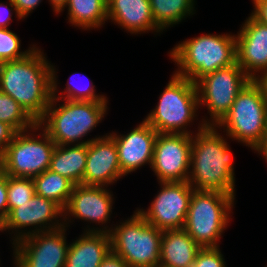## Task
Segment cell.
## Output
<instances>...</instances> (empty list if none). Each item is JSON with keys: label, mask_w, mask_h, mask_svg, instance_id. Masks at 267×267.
<instances>
[{"label": "cell", "mask_w": 267, "mask_h": 267, "mask_svg": "<svg viewBox=\"0 0 267 267\" xmlns=\"http://www.w3.org/2000/svg\"><path fill=\"white\" fill-rule=\"evenodd\" d=\"M37 47L24 58L0 63V91L14 98L36 123L52 99V63Z\"/></svg>", "instance_id": "cell-1"}, {"label": "cell", "mask_w": 267, "mask_h": 267, "mask_svg": "<svg viewBox=\"0 0 267 267\" xmlns=\"http://www.w3.org/2000/svg\"><path fill=\"white\" fill-rule=\"evenodd\" d=\"M192 135L188 183L200 191L236 196L233 155L229 142L216 126L199 121Z\"/></svg>", "instance_id": "cell-2"}, {"label": "cell", "mask_w": 267, "mask_h": 267, "mask_svg": "<svg viewBox=\"0 0 267 267\" xmlns=\"http://www.w3.org/2000/svg\"><path fill=\"white\" fill-rule=\"evenodd\" d=\"M169 53L174 73L196 83L201 77L237 62L236 34H202L177 43Z\"/></svg>", "instance_id": "cell-3"}, {"label": "cell", "mask_w": 267, "mask_h": 267, "mask_svg": "<svg viewBox=\"0 0 267 267\" xmlns=\"http://www.w3.org/2000/svg\"><path fill=\"white\" fill-rule=\"evenodd\" d=\"M63 102L61 105L57 104ZM109 101H73L52 98L44 117L37 123L56 145L89 144L83 140L108 114ZM58 106V107H57Z\"/></svg>", "instance_id": "cell-4"}, {"label": "cell", "mask_w": 267, "mask_h": 267, "mask_svg": "<svg viewBox=\"0 0 267 267\" xmlns=\"http://www.w3.org/2000/svg\"><path fill=\"white\" fill-rule=\"evenodd\" d=\"M216 127L252 151L267 142V101L254 80L242 89Z\"/></svg>", "instance_id": "cell-5"}, {"label": "cell", "mask_w": 267, "mask_h": 267, "mask_svg": "<svg viewBox=\"0 0 267 267\" xmlns=\"http://www.w3.org/2000/svg\"><path fill=\"white\" fill-rule=\"evenodd\" d=\"M159 96L156 107L144 120L157 133L193 135L189 127L195 119L198 120L200 108L196 83L173 73Z\"/></svg>", "instance_id": "cell-6"}, {"label": "cell", "mask_w": 267, "mask_h": 267, "mask_svg": "<svg viewBox=\"0 0 267 267\" xmlns=\"http://www.w3.org/2000/svg\"><path fill=\"white\" fill-rule=\"evenodd\" d=\"M234 203L235 197L230 194L194 189L184 229L200 247H220Z\"/></svg>", "instance_id": "cell-7"}, {"label": "cell", "mask_w": 267, "mask_h": 267, "mask_svg": "<svg viewBox=\"0 0 267 267\" xmlns=\"http://www.w3.org/2000/svg\"><path fill=\"white\" fill-rule=\"evenodd\" d=\"M123 221V222H122ZM110 231L111 251L129 267H159L162 232L136 210Z\"/></svg>", "instance_id": "cell-8"}, {"label": "cell", "mask_w": 267, "mask_h": 267, "mask_svg": "<svg viewBox=\"0 0 267 267\" xmlns=\"http://www.w3.org/2000/svg\"><path fill=\"white\" fill-rule=\"evenodd\" d=\"M55 146L38 124L30 130L17 132L0 155V170L11 177L33 178L40 175L49 169Z\"/></svg>", "instance_id": "cell-9"}, {"label": "cell", "mask_w": 267, "mask_h": 267, "mask_svg": "<svg viewBox=\"0 0 267 267\" xmlns=\"http://www.w3.org/2000/svg\"><path fill=\"white\" fill-rule=\"evenodd\" d=\"M251 81L237 62L201 77L197 82L199 107L206 106L205 126H216L228 113L242 89Z\"/></svg>", "instance_id": "cell-10"}, {"label": "cell", "mask_w": 267, "mask_h": 267, "mask_svg": "<svg viewBox=\"0 0 267 267\" xmlns=\"http://www.w3.org/2000/svg\"><path fill=\"white\" fill-rule=\"evenodd\" d=\"M64 226V210L52 200L35 194L30 201L12 209L0 226L9 232L13 248L18 240L39 232L53 231ZM26 229V230H25Z\"/></svg>", "instance_id": "cell-11"}, {"label": "cell", "mask_w": 267, "mask_h": 267, "mask_svg": "<svg viewBox=\"0 0 267 267\" xmlns=\"http://www.w3.org/2000/svg\"><path fill=\"white\" fill-rule=\"evenodd\" d=\"M113 193L105 186L75 185L70 195L67 206L64 208V227L68 229L73 219L76 218L95 223L99 227H84V232H105L110 233L113 226L110 223L114 204ZM71 218H73L71 220ZM69 224V225H68Z\"/></svg>", "instance_id": "cell-12"}, {"label": "cell", "mask_w": 267, "mask_h": 267, "mask_svg": "<svg viewBox=\"0 0 267 267\" xmlns=\"http://www.w3.org/2000/svg\"><path fill=\"white\" fill-rule=\"evenodd\" d=\"M160 188L150 206L137 212L161 231L184 228L189 202L194 188L183 182H160Z\"/></svg>", "instance_id": "cell-13"}, {"label": "cell", "mask_w": 267, "mask_h": 267, "mask_svg": "<svg viewBox=\"0 0 267 267\" xmlns=\"http://www.w3.org/2000/svg\"><path fill=\"white\" fill-rule=\"evenodd\" d=\"M66 227L28 235L14 246V267H64L69 244Z\"/></svg>", "instance_id": "cell-14"}, {"label": "cell", "mask_w": 267, "mask_h": 267, "mask_svg": "<svg viewBox=\"0 0 267 267\" xmlns=\"http://www.w3.org/2000/svg\"><path fill=\"white\" fill-rule=\"evenodd\" d=\"M192 135L158 133L151 170L160 182L188 181Z\"/></svg>", "instance_id": "cell-15"}, {"label": "cell", "mask_w": 267, "mask_h": 267, "mask_svg": "<svg viewBox=\"0 0 267 267\" xmlns=\"http://www.w3.org/2000/svg\"><path fill=\"white\" fill-rule=\"evenodd\" d=\"M115 141L122 174L127 176L148 164L151 168L157 131L144 119L126 134L108 133Z\"/></svg>", "instance_id": "cell-16"}, {"label": "cell", "mask_w": 267, "mask_h": 267, "mask_svg": "<svg viewBox=\"0 0 267 267\" xmlns=\"http://www.w3.org/2000/svg\"><path fill=\"white\" fill-rule=\"evenodd\" d=\"M236 35L237 64L255 80L267 71V25L246 18Z\"/></svg>", "instance_id": "cell-17"}, {"label": "cell", "mask_w": 267, "mask_h": 267, "mask_svg": "<svg viewBox=\"0 0 267 267\" xmlns=\"http://www.w3.org/2000/svg\"><path fill=\"white\" fill-rule=\"evenodd\" d=\"M123 176L114 139L106 133L92 140L88 144L82 185L109 187Z\"/></svg>", "instance_id": "cell-18"}, {"label": "cell", "mask_w": 267, "mask_h": 267, "mask_svg": "<svg viewBox=\"0 0 267 267\" xmlns=\"http://www.w3.org/2000/svg\"><path fill=\"white\" fill-rule=\"evenodd\" d=\"M107 19L130 34L163 32L154 21L150 0H107Z\"/></svg>", "instance_id": "cell-19"}, {"label": "cell", "mask_w": 267, "mask_h": 267, "mask_svg": "<svg viewBox=\"0 0 267 267\" xmlns=\"http://www.w3.org/2000/svg\"><path fill=\"white\" fill-rule=\"evenodd\" d=\"M110 251L109 233L83 231L69 243L64 267H99Z\"/></svg>", "instance_id": "cell-20"}, {"label": "cell", "mask_w": 267, "mask_h": 267, "mask_svg": "<svg viewBox=\"0 0 267 267\" xmlns=\"http://www.w3.org/2000/svg\"><path fill=\"white\" fill-rule=\"evenodd\" d=\"M200 247L184 228L162 232L159 267H192Z\"/></svg>", "instance_id": "cell-21"}, {"label": "cell", "mask_w": 267, "mask_h": 267, "mask_svg": "<svg viewBox=\"0 0 267 267\" xmlns=\"http://www.w3.org/2000/svg\"><path fill=\"white\" fill-rule=\"evenodd\" d=\"M88 144L56 145L49 170L69 179L74 185H82Z\"/></svg>", "instance_id": "cell-22"}, {"label": "cell", "mask_w": 267, "mask_h": 267, "mask_svg": "<svg viewBox=\"0 0 267 267\" xmlns=\"http://www.w3.org/2000/svg\"><path fill=\"white\" fill-rule=\"evenodd\" d=\"M66 8L68 22L82 30L99 29L108 21L107 0H68Z\"/></svg>", "instance_id": "cell-23"}, {"label": "cell", "mask_w": 267, "mask_h": 267, "mask_svg": "<svg viewBox=\"0 0 267 267\" xmlns=\"http://www.w3.org/2000/svg\"><path fill=\"white\" fill-rule=\"evenodd\" d=\"M195 3V0H150L154 21L162 31L194 15Z\"/></svg>", "instance_id": "cell-24"}, {"label": "cell", "mask_w": 267, "mask_h": 267, "mask_svg": "<svg viewBox=\"0 0 267 267\" xmlns=\"http://www.w3.org/2000/svg\"><path fill=\"white\" fill-rule=\"evenodd\" d=\"M35 194L57 203L63 210L75 186L69 179L49 169L32 178Z\"/></svg>", "instance_id": "cell-25"}, {"label": "cell", "mask_w": 267, "mask_h": 267, "mask_svg": "<svg viewBox=\"0 0 267 267\" xmlns=\"http://www.w3.org/2000/svg\"><path fill=\"white\" fill-rule=\"evenodd\" d=\"M56 70H57L56 67L52 64V98H57L60 100L64 99L73 100V101H108L107 96H105L104 94L96 93L95 91L96 87L93 84V82L91 83L90 81H88V85L84 84V86L82 85L83 87L80 84H78L77 81L75 82L76 80L75 74L77 73H74V77L73 75H71L68 78L64 91L58 92L59 83L57 79L58 72ZM72 77L75 78V80ZM75 83L77 85H75Z\"/></svg>", "instance_id": "cell-26"}, {"label": "cell", "mask_w": 267, "mask_h": 267, "mask_svg": "<svg viewBox=\"0 0 267 267\" xmlns=\"http://www.w3.org/2000/svg\"><path fill=\"white\" fill-rule=\"evenodd\" d=\"M0 121L12 126L17 132L30 130L37 123L11 96L0 91Z\"/></svg>", "instance_id": "cell-27"}, {"label": "cell", "mask_w": 267, "mask_h": 267, "mask_svg": "<svg viewBox=\"0 0 267 267\" xmlns=\"http://www.w3.org/2000/svg\"><path fill=\"white\" fill-rule=\"evenodd\" d=\"M34 195L35 185L32 178L11 177L7 175L8 213L18 207V204L30 201Z\"/></svg>", "instance_id": "cell-28"}, {"label": "cell", "mask_w": 267, "mask_h": 267, "mask_svg": "<svg viewBox=\"0 0 267 267\" xmlns=\"http://www.w3.org/2000/svg\"><path fill=\"white\" fill-rule=\"evenodd\" d=\"M31 46L21 51L20 37L9 28H0V63L26 57L36 47L34 44Z\"/></svg>", "instance_id": "cell-29"}, {"label": "cell", "mask_w": 267, "mask_h": 267, "mask_svg": "<svg viewBox=\"0 0 267 267\" xmlns=\"http://www.w3.org/2000/svg\"><path fill=\"white\" fill-rule=\"evenodd\" d=\"M220 247L201 248L192 267H227Z\"/></svg>", "instance_id": "cell-30"}, {"label": "cell", "mask_w": 267, "mask_h": 267, "mask_svg": "<svg viewBox=\"0 0 267 267\" xmlns=\"http://www.w3.org/2000/svg\"><path fill=\"white\" fill-rule=\"evenodd\" d=\"M9 1V6L5 2L0 3V28H9L12 20L13 13L18 20H23L16 10L15 5L11 0Z\"/></svg>", "instance_id": "cell-31"}, {"label": "cell", "mask_w": 267, "mask_h": 267, "mask_svg": "<svg viewBox=\"0 0 267 267\" xmlns=\"http://www.w3.org/2000/svg\"><path fill=\"white\" fill-rule=\"evenodd\" d=\"M8 215L7 175L0 170V226Z\"/></svg>", "instance_id": "cell-32"}, {"label": "cell", "mask_w": 267, "mask_h": 267, "mask_svg": "<svg viewBox=\"0 0 267 267\" xmlns=\"http://www.w3.org/2000/svg\"><path fill=\"white\" fill-rule=\"evenodd\" d=\"M20 17L24 20L42 2V0H11Z\"/></svg>", "instance_id": "cell-33"}, {"label": "cell", "mask_w": 267, "mask_h": 267, "mask_svg": "<svg viewBox=\"0 0 267 267\" xmlns=\"http://www.w3.org/2000/svg\"><path fill=\"white\" fill-rule=\"evenodd\" d=\"M17 131L9 124L0 121V155L13 140Z\"/></svg>", "instance_id": "cell-34"}, {"label": "cell", "mask_w": 267, "mask_h": 267, "mask_svg": "<svg viewBox=\"0 0 267 267\" xmlns=\"http://www.w3.org/2000/svg\"><path fill=\"white\" fill-rule=\"evenodd\" d=\"M253 11L250 16L257 22L267 25V0H252Z\"/></svg>", "instance_id": "cell-35"}, {"label": "cell", "mask_w": 267, "mask_h": 267, "mask_svg": "<svg viewBox=\"0 0 267 267\" xmlns=\"http://www.w3.org/2000/svg\"><path fill=\"white\" fill-rule=\"evenodd\" d=\"M99 267H129L125 261L112 251L103 259Z\"/></svg>", "instance_id": "cell-36"}, {"label": "cell", "mask_w": 267, "mask_h": 267, "mask_svg": "<svg viewBox=\"0 0 267 267\" xmlns=\"http://www.w3.org/2000/svg\"><path fill=\"white\" fill-rule=\"evenodd\" d=\"M254 81L261 87L267 101V71L261 73Z\"/></svg>", "instance_id": "cell-37"}, {"label": "cell", "mask_w": 267, "mask_h": 267, "mask_svg": "<svg viewBox=\"0 0 267 267\" xmlns=\"http://www.w3.org/2000/svg\"><path fill=\"white\" fill-rule=\"evenodd\" d=\"M48 2H50L49 4L52 6L54 13L58 15L64 11L68 0H48Z\"/></svg>", "instance_id": "cell-38"}, {"label": "cell", "mask_w": 267, "mask_h": 267, "mask_svg": "<svg viewBox=\"0 0 267 267\" xmlns=\"http://www.w3.org/2000/svg\"><path fill=\"white\" fill-rule=\"evenodd\" d=\"M254 152L258 153V155H262V157L265 159V162L267 163V143H265L262 146L257 147Z\"/></svg>", "instance_id": "cell-39"}]
</instances>
